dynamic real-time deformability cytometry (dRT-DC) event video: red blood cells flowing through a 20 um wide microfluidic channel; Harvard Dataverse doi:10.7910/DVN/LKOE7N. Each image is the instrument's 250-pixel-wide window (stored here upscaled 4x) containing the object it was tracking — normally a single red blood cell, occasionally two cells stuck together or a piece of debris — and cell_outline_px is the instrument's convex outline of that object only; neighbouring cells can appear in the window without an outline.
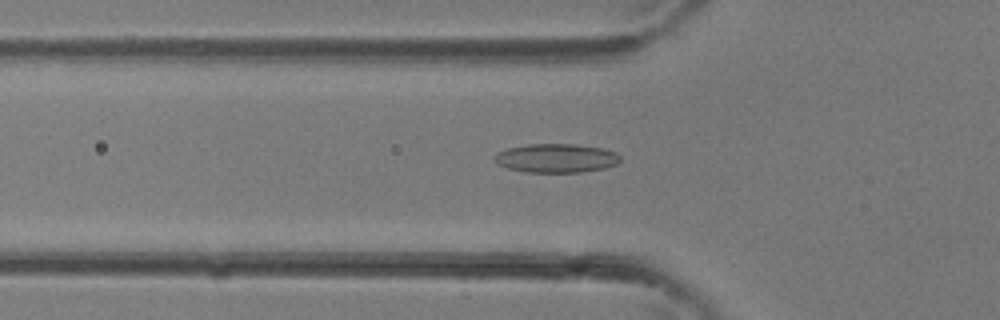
{"species": "common noctule bat (a hibernating species)", "species_latin": "Nyctalus noctula", "temperature_condition": "room temperature", "stored_images_in_passage": 37, "camera_frame_rate_fps": 3000, "um_per_image_px": 0.085, "animal": {"sex": "female"}, "frame": {"image": 1, "passage_image": 13, "time_ms": 4.0, "image_size_px": [1000, 320], "cell_outline_px": [[620, 160], [616, 164], [604, 168], [580, 172], [528, 172], [508, 168], [496, 164], [492, 156], [496, 152], [508, 148], [528, 144], [576, 144], [604, 148], [616, 152], [620, 156]], "centroid_in_image_um": [47.25, 13.43], "position_along_channel_um": 78.5, "area_um2": 21.27}}
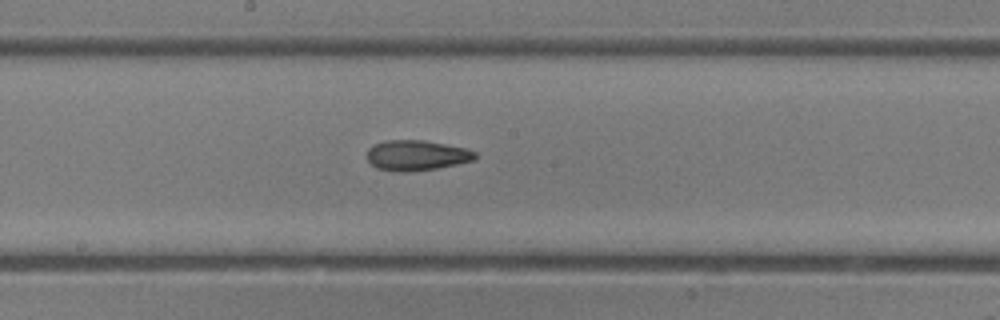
{"frame": {"image": 2, "passage_image": 20, "time_ms": 6.333, "image_size_px": [1000, 320], "cell_outline_px": [[476, 156], [472, 160], [456, 164], [436, 168], [408, 172], [396, 172], [376, 168], [364, 156], [368, 148], [372, 144], [384, 140], [424, 140], [464, 148], [476, 152]], "centroid_in_image_um": [35.31, 13.2], "position_along_channel_um": 212.9, "area_um2": 19.19}}
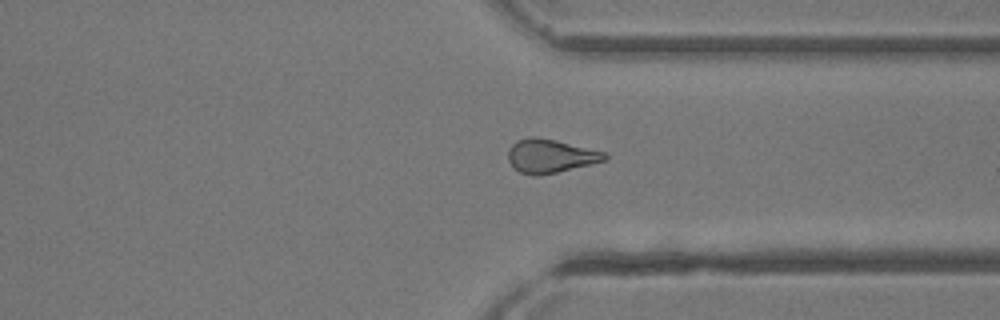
{"frame": {"image": 3, "passage_image": 28, "time_ms": 9.0, "image_size_px": [1000, 320], "cell_outline_px": [[608, 160], [540, 176], [532, 176], [520, 172], [512, 168], [508, 160], [508, 152], [512, 144], [516, 140], [528, 136], [536, 136], [556, 140], [604, 152], [608, 156]], "centroid_in_image_um": [46.74, 13.26], "position_along_channel_um": 364.7, "area_um2": 19.13}}